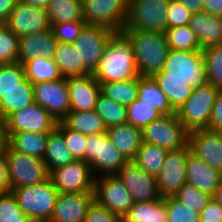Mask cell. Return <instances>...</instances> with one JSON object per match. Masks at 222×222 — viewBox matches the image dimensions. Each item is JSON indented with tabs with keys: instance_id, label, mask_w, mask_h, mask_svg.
<instances>
[{
	"instance_id": "obj_30",
	"label": "cell",
	"mask_w": 222,
	"mask_h": 222,
	"mask_svg": "<svg viewBox=\"0 0 222 222\" xmlns=\"http://www.w3.org/2000/svg\"><path fill=\"white\" fill-rule=\"evenodd\" d=\"M52 59L64 78L91 73L85 66H79V56L73 43H58Z\"/></svg>"
},
{
	"instance_id": "obj_12",
	"label": "cell",
	"mask_w": 222,
	"mask_h": 222,
	"mask_svg": "<svg viewBox=\"0 0 222 222\" xmlns=\"http://www.w3.org/2000/svg\"><path fill=\"white\" fill-rule=\"evenodd\" d=\"M115 32L104 26L86 24L73 43L79 56V66L95 71L106 45Z\"/></svg>"
},
{
	"instance_id": "obj_16",
	"label": "cell",
	"mask_w": 222,
	"mask_h": 222,
	"mask_svg": "<svg viewBox=\"0 0 222 222\" xmlns=\"http://www.w3.org/2000/svg\"><path fill=\"white\" fill-rule=\"evenodd\" d=\"M117 176L132 195L134 203L149 202L162 198L158 190L156 177L146 173L133 160L127 161L118 171Z\"/></svg>"
},
{
	"instance_id": "obj_26",
	"label": "cell",
	"mask_w": 222,
	"mask_h": 222,
	"mask_svg": "<svg viewBox=\"0 0 222 222\" xmlns=\"http://www.w3.org/2000/svg\"><path fill=\"white\" fill-rule=\"evenodd\" d=\"M34 103L33 84L24 78L20 86L6 92L0 99V116L6 119L15 111L21 110Z\"/></svg>"
},
{
	"instance_id": "obj_44",
	"label": "cell",
	"mask_w": 222,
	"mask_h": 222,
	"mask_svg": "<svg viewBox=\"0 0 222 222\" xmlns=\"http://www.w3.org/2000/svg\"><path fill=\"white\" fill-rule=\"evenodd\" d=\"M168 213V222H200V214L175 196L164 198Z\"/></svg>"
},
{
	"instance_id": "obj_52",
	"label": "cell",
	"mask_w": 222,
	"mask_h": 222,
	"mask_svg": "<svg viewBox=\"0 0 222 222\" xmlns=\"http://www.w3.org/2000/svg\"><path fill=\"white\" fill-rule=\"evenodd\" d=\"M200 222H222V207L213 199L200 213Z\"/></svg>"
},
{
	"instance_id": "obj_50",
	"label": "cell",
	"mask_w": 222,
	"mask_h": 222,
	"mask_svg": "<svg viewBox=\"0 0 222 222\" xmlns=\"http://www.w3.org/2000/svg\"><path fill=\"white\" fill-rule=\"evenodd\" d=\"M85 222H124V217L112 213L94 200L88 207Z\"/></svg>"
},
{
	"instance_id": "obj_32",
	"label": "cell",
	"mask_w": 222,
	"mask_h": 222,
	"mask_svg": "<svg viewBox=\"0 0 222 222\" xmlns=\"http://www.w3.org/2000/svg\"><path fill=\"white\" fill-rule=\"evenodd\" d=\"M137 99L153 106L163 115L176 113L153 77L139 76Z\"/></svg>"
},
{
	"instance_id": "obj_55",
	"label": "cell",
	"mask_w": 222,
	"mask_h": 222,
	"mask_svg": "<svg viewBox=\"0 0 222 222\" xmlns=\"http://www.w3.org/2000/svg\"><path fill=\"white\" fill-rule=\"evenodd\" d=\"M16 2L17 0H0V22L2 24L7 21Z\"/></svg>"
},
{
	"instance_id": "obj_47",
	"label": "cell",
	"mask_w": 222,
	"mask_h": 222,
	"mask_svg": "<svg viewBox=\"0 0 222 222\" xmlns=\"http://www.w3.org/2000/svg\"><path fill=\"white\" fill-rule=\"evenodd\" d=\"M0 222H32L20 209L12 192L0 194Z\"/></svg>"
},
{
	"instance_id": "obj_7",
	"label": "cell",
	"mask_w": 222,
	"mask_h": 222,
	"mask_svg": "<svg viewBox=\"0 0 222 222\" xmlns=\"http://www.w3.org/2000/svg\"><path fill=\"white\" fill-rule=\"evenodd\" d=\"M86 161L95 177L117 174L127 162L107 132L87 136Z\"/></svg>"
},
{
	"instance_id": "obj_29",
	"label": "cell",
	"mask_w": 222,
	"mask_h": 222,
	"mask_svg": "<svg viewBox=\"0 0 222 222\" xmlns=\"http://www.w3.org/2000/svg\"><path fill=\"white\" fill-rule=\"evenodd\" d=\"M124 222H168L164 198L134 203L124 216Z\"/></svg>"
},
{
	"instance_id": "obj_6",
	"label": "cell",
	"mask_w": 222,
	"mask_h": 222,
	"mask_svg": "<svg viewBox=\"0 0 222 222\" xmlns=\"http://www.w3.org/2000/svg\"><path fill=\"white\" fill-rule=\"evenodd\" d=\"M218 91L210 83L195 88L176 112L178 119L188 132L208 128Z\"/></svg>"
},
{
	"instance_id": "obj_39",
	"label": "cell",
	"mask_w": 222,
	"mask_h": 222,
	"mask_svg": "<svg viewBox=\"0 0 222 222\" xmlns=\"http://www.w3.org/2000/svg\"><path fill=\"white\" fill-rule=\"evenodd\" d=\"M164 34L170 50L202 51L200 43L189 25L169 28Z\"/></svg>"
},
{
	"instance_id": "obj_1",
	"label": "cell",
	"mask_w": 222,
	"mask_h": 222,
	"mask_svg": "<svg viewBox=\"0 0 222 222\" xmlns=\"http://www.w3.org/2000/svg\"><path fill=\"white\" fill-rule=\"evenodd\" d=\"M92 76L99 83L129 80L139 76L132 45L122 32L112 35Z\"/></svg>"
},
{
	"instance_id": "obj_10",
	"label": "cell",
	"mask_w": 222,
	"mask_h": 222,
	"mask_svg": "<svg viewBox=\"0 0 222 222\" xmlns=\"http://www.w3.org/2000/svg\"><path fill=\"white\" fill-rule=\"evenodd\" d=\"M59 193L94 192L95 176L90 164L85 160H74L49 173Z\"/></svg>"
},
{
	"instance_id": "obj_38",
	"label": "cell",
	"mask_w": 222,
	"mask_h": 222,
	"mask_svg": "<svg viewBox=\"0 0 222 222\" xmlns=\"http://www.w3.org/2000/svg\"><path fill=\"white\" fill-rule=\"evenodd\" d=\"M94 110L102 118L106 128L121 125L127 122L126 106L120 105L118 102L112 101L102 92L98 96Z\"/></svg>"
},
{
	"instance_id": "obj_48",
	"label": "cell",
	"mask_w": 222,
	"mask_h": 222,
	"mask_svg": "<svg viewBox=\"0 0 222 222\" xmlns=\"http://www.w3.org/2000/svg\"><path fill=\"white\" fill-rule=\"evenodd\" d=\"M86 24L85 21H72L53 24L50 28L58 43H74Z\"/></svg>"
},
{
	"instance_id": "obj_54",
	"label": "cell",
	"mask_w": 222,
	"mask_h": 222,
	"mask_svg": "<svg viewBox=\"0 0 222 222\" xmlns=\"http://www.w3.org/2000/svg\"><path fill=\"white\" fill-rule=\"evenodd\" d=\"M204 12L222 17V0H203Z\"/></svg>"
},
{
	"instance_id": "obj_34",
	"label": "cell",
	"mask_w": 222,
	"mask_h": 222,
	"mask_svg": "<svg viewBox=\"0 0 222 222\" xmlns=\"http://www.w3.org/2000/svg\"><path fill=\"white\" fill-rule=\"evenodd\" d=\"M25 78L32 84L60 80L63 75L53 59L36 57L23 63Z\"/></svg>"
},
{
	"instance_id": "obj_33",
	"label": "cell",
	"mask_w": 222,
	"mask_h": 222,
	"mask_svg": "<svg viewBox=\"0 0 222 222\" xmlns=\"http://www.w3.org/2000/svg\"><path fill=\"white\" fill-rule=\"evenodd\" d=\"M47 14L50 27L58 23L84 21L81 0H50Z\"/></svg>"
},
{
	"instance_id": "obj_23",
	"label": "cell",
	"mask_w": 222,
	"mask_h": 222,
	"mask_svg": "<svg viewBox=\"0 0 222 222\" xmlns=\"http://www.w3.org/2000/svg\"><path fill=\"white\" fill-rule=\"evenodd\" d=\"M58 41L54 37L52 29L28 34L19 37L18 62H24L36 58H53Z\"/></svg>"
},
{
	"instance_id": "obj_14",
	"label": "cell",
	"mask_w": 222,
	"mask_h": 222,
	"mask_svg": "<svg viewBox=\"0 0 222 222\" xmlns=\"http://www.w3.org/2000/svg\"><path fill=\"white\" fill-rule=\"evenodd\" d=\"M34 102L46 109L57 121L70 112L69 87L66 78L33 84Z\"/></svg>"
},
{
	"instance_id": "obj_35",
	"label": "cell",
	"mask_w": 222,
	"mask_h": 222,
	"mask_svg": "<svg viewBox=\"0 0 222 222\" xmlns=\"http://www.w3.org/2000/svg\"><path fill=\"white\" fill-rule=\"evenodd\" d=\"M154 80L168 98V101L175 112L181 108L194 90L186 79L154 78Z\"/></svg>"
},
{
	"instance_id": "obj_9",
	"label": "cell",
	"mask_w": 222,
	"mask_h": 222,
	"mask_svg": "<svg viewBox=\"0 0 222 222\" xmlns=\"http://www.w3.org/2000/svg\"><path fill=\"white\" fill-rule=\"evenodd\" d=\"M6 156L11 191L24 186L39 185L49 179L43 159L14 150L9 144L6 147Z\"/></svg>"
},
{
	"instance_id": "obj_28",
	"label": "cell",
	"mask_w": 222,
	"mask_h": 222,
	"mask_svg": "<svg viewBox=\"0 0 222 222\" xmlns=\"http://www.w3.org/2000/svg\"><path fill=\"white\" fill-rule=\"evenodd\" d=\"M74 160V157L65 146L63 134L55 128L48 134L47 147L43 158L48 173Z\"/></svg>"
},
{
	"instance_id": "obj_46",
	"label": "cell",
	"mask_w": 222,
	"mask_h": 222,
	"mask_svg": "<svg viewBox=\"0 0 222 222\" xmlns=\"http://www.w3.org/2000/svg\"><path fill=\"white\" fill-rule=\"evenodd\" d=\"M175 197L199 214L207 207L212 199L211 195L201 192L188 183H185L180 188Z\"/></svg>"
},
{
	"instance_id": "obj_4",
	"label": "cell",
	"mask_w": 222,
	"mask_h": 222,
	"mask_svg": "<svg viewBox=\"0 0 222 222\" xmlns=\"http://www.w3.org/2000/svg\"><path fill=\"white\" fill-rule=\"evenodd\" d=\"M153 78L186 79L193 89L206 84L202 51L170 50L163 69Z\"/></svg>"
},
{
	"instance_id": "obj_36",
	"label": "cell",
	"mask_w": 222,
	"mask_h": 222,
	"mask_svg": "<svg viewBox=\"0 0 222 222\" xmlns=\"http://www.w3.org/2000/svg\"><path fill=\"white\" fill-rule=\"evenodd\" d=\"M100 85L101 92L105 96L127 107L137 99L139 76L129 80L100 83Z\"/></svg>"
},
{
	"instance_id": "obj_53",
	"label": "cell",
	"mask_w": 222,
	"mask_h": 222,
	"mask_svg": "<svg viewBox=\"0 0 222 222\" xmlns=\"http://www.w3.org/2000/svg\"><path fill=\"white\" fill-rule=\"evenodd\" d=\"M11 192V181L7 168L6 149L0 151V194Z\"/></svg>"
},
{
	"instance_id": "obj_13",
	"label": "cell",
	"mask_w": 222,
	"mask_h": 222,
	"mask_svg": "<svg viewBox=\"0 0 222 222\" xmlns=\"http://www.w3.org/2000/svg\"><path fill=\"white\" fill-rule=\"evenodd\" d=\"M94 200L121 217L134 205L132 195L117 174L95 177Z\"/></svg>"
},
{
	"instance_id": "obj_15",
	"label": "cell",
	"mask_w": 222,
	"mask_h": 222,
	"mask_svg": "<svg viewBox=\"0 0 222 222\" xmlns=\"http://www.w3.org/2000/svg\"><path fill=\"white\" fill-rule=\"evenodd\" d=\"M189 144L181 149L169 151L164 164L156 176L158 190L162 198L175 196L186 183V163Z\"/></svg>"
},
{
	"instance_id": "obj_57",
	"label": "cell",
	"mask_w": 222,
	"mask_h": 222,
	"mask_svg": "<svg viewBox=\"0 0 222 222\" xmlns=\"http://www.w3.org/2000/svg\"><path fill=\"white\" fill-rule=\"evenodd\" d=\"M8 145V136L6 133V121L0 116V151L6 149Z\"/></svg>"
},
{
	"instance_id": "obj_22",
	"label": "cell",
	"mask_w": 222,
	"mask_h": 222,
	"mask_svg": "<svg viewBox=\"0 0 222 222\" xmlns=\"http://www.w3.org/2000/svg\"><path fill=\"white\" fill-rule=\"evenodd\" d=\"M222 180V173L208 166L202 159L188 152L186 163V183L193 185L201 192L214 195Z\"/></svg>"
},
{
	"instance_id": "obj_31",
	"label": "cell",
	"mask_w": 222,
	"mask_h": 222,
	"mask_svg": "<svg viewBox=\"0 0 222 222\" xmlns=\"http://www.w3.org/2000/svg\"><path fill=\"white\" fill-rule=\"evenodd\" d=\"M62 122L71 130L86 136L97 133H105L107 128L95 110L70 111Z\"/></svg>"
},
{
	"instance_id": "obj_51",
	"label": "cell",
	"mask_w": 222,
	"mask_h": 222,
	"mask_svg": "<svg viewBox=\"0 0 222 222\" xmlns=\"http://www.w3.org/2000/svg\"><path fill=\"white\" fill-rule=\"evenodd\" d=\"M208 129L222 132V90L218 91L215 104L212 108Z\"/></svg>"
},
{
	"instance_id": "obj_43",
	"label": "cell",
	"mask_w": 222,
	"mask_h": 222,
	"mask_svg": "<svg viewBox=\"0 0 222 222\" xmlns=\"http://www.w3.org/2000/svg\"><path fill=\"white\" fill-rule=\"evenodd\" d=\"M24 78L23 64L19 62L0 64V99L6 92L20 86Z\"/></svg>"
},
{
	"instance_id": "obj_24",
	"label": "cell",
	"mask_w": 222,
	"mask_h": 222,
	"mask_svg": "<svg viewBox=\"0 0 222 222\" xmlns=\"http://www.w3.org/2000/svg\"><path fill=\"white\" fill-rule=\"evenodd\" d=\"M189 26L195 33L202 49L222 44V17L207 12L194 13Z\"/></svg>"
},
{
	"instance_id": "obj_40",
	"label": "cell",
	"mask_w": 222,
	"mask_h": 222,
	"mask_svg": "<svg viewBox=\"0 0 222 222\" xmlns=\"http://www.w3.org/2000/svg\"><path fill=\"white\" fill-rule=\"evenodd\" d=\"M207 83L222 90V44L202 49Z\"/></svg>"
},
{
	"instance_id": "obj_49",
	"label": "cell",
	"mask_w": 222,
	"mask_h": 222,
	"mask_svg": "<svg viewBox=\"0 0 222 222\" xmlns=\"http://www.w3.org/2000/svg\"><path fill=\"white\" fill-rule=\"evenodd\" d=\"M192 14L193 13L183 6L179 1L169 0L168 29L189 25Z\"/></svg>"
},
{
	"instance_id": "obj_11",
	"label": "cell",
	"mask_w": 222,
	"mask_h": 222,
	"mask_svg": "<svg viewBox=\"0 0 222 222\" xmlns=\"http://www.w3.org/2000/svg\"><path fill=\"white\" fill-rule=\"evenodd\" d=\"M84 21L121 32L127 16V0H81Z\"/></svg>"
},
{
	"instance_id": "obj_18",
	"label": "cell",
	"mask_w": 222,
	"mask_h": 222,
	"mask_svg": "<svg viewBox=\"0 0 222 222\" xmlns=\"http://www.w3.org/2000/svg\"><path fill=\"white\" fill-rule=\"evenodd\" d=\"M18 38L50 29L47 9L33 7L20 0L4 23Z\"/></svg>"
},
{
	"instance_id": "obj_2",
	"label": "cell",
	"mask_w": 222,
	"mask_h": 222,
	"mask_svg": "<svg viewBox=\"0 0 222 222\" xmlns=\"http://www.w3.org/2000/svg\"><path fill=\"white\" fill-rule=\"evenodd\" d=\"M130 41L138 75L153 77L160 72L169 54L165 34L157 31L122 30Z\"/></svg>"
},
{
	"instance_id": "obj_42",
	"label": "cell",
	"mask_w": 222,
	"mask_h": 222,
	"mask_svg": "<svg viewBox=\"0 0 222 222\" xmlns=\"http://www.w3.org/2000/svg\"><path fill=\"white\" fill-rule=\"evenodd\" d=\"M56 128L63 134L65 146L74 159L86 161L87 136L69 129L62 121L57 123Z\"/></svg>"
},
{
	"instance_id": "obj_56",
	"label": "cell",
	"mask_w": 222,
	"mask_h": 222,
	"mask_svg": "<svg viewBox=\"0 0 222 222\" xmlns=\"http://www.w3.org/2000/svg\"><path fill=\"white\" fill-rule=\"evenodd\" d=\"M189 11L194 13L204 12L203 0H177Z\"/></svg>"
},
{
	"instance_id": "obj_58",
	"label": "cell",
	"mask_w": 222,
	"mask_h": 222,
	"mask_svg": "<svg viewBox=\"0 0 222 222\" xmlns=\"http://www.w3.org/2000/svg\"><path fill=\"white\" fill-rule=\"evenodd\" d=\"M21 2L31 5L33 7H38L42 9H47L50 3V0H20Z\"/></svg>"
},
{
	"instance_id": "obj_25",
	"label": "cell",
	"mask_w": 222,
	"mask_h": 222,
	"mask_svg": "<svg viewBox=\"0 0 222 222\" xmlns=\"http://www.w3.org/2000/svg\"><path fill=\"white\" fill-rule=\"evenodd\" d=\"M107 134L113 145L127 161L134 160L142 144V130L126 122L107 128Z\"/></svg>"
},
{
	"instance_id": "obj_17",
	"label": "cell",
	"mask_w": 222,
	"mask_h": 222,
	"mask_svg": "<svg viewBox=\"0 0 222 222\" xmlns=\"http://www.w3.org/2000/svg\"><path fill=\"white\" fill-rule=\"evenodd\" d=\"M5 121L6 133H50L56 128L58 123L46 109L35 102L21 110L15 111Z\"/></svg>"
},
{
	"instance_id": "obj_21",
	"label": "cell",
	"mask_w": 222,
	"mask_h": 222,
	"mask_svg": "<svg viewBox=\"0 0 222 222\" xmlns=\"http://www.w3.org/2000/svg\"><path fill=\"white\" fill-rule=\"evenodd\" d=\"M69 87L70 111H91L95 109L98 96L101 93L100 83L92 76L66 78Z\"/></svg>"
},
{
	"instance_id": "obj_8",
	"label": "cell",
	"mask_w": 222,
	"mask_h": 222,
	"mask_svg": "<svg viewBox=\"0 0 222 222\" xmlns=\"http://www.w3.org/2000/svg\"><path fill=\"white\" fill-rule=\"evenodd\" d=\"M142 142L155 144L169 151L184 148L189 143V132L176 113L162 115L142 129Z\"/></svg>"
},
{
	"instance_id": "obj_41",
	"label": "cell",
	"mask_w": 222,
	"mask_h": 222,
	"mask_svg": "<svg viewBox=\"0 0 222 222\" xmlns=\"http://www.w3.org/2000/svg\"><path fill=\"white\" fill-rule=\"evenodd\" d=\"M126 109L127 122L132 124L134 127L140 128L141 130L152 121L163 115L153 106L149 105L148 103H143L138 99L127 106Z\"/></svg>"
},
{
	"instance_id": "obj_27",
	"label": "cell",
	"mask_w": 222,
	"mask_h": 222,
	"mask_svg": "<svg viewBox=\"0 0 222 222\" xmlns=\"http://www.w3.org/2000/svg\"><path fill=\"white\" fill-rule=\"evenodd\" d=\"M49 133L16 132L7 133L8 144L26 155L44 158Z\"/></svg>"
},
{
	"instance_id": "obj_59",
	"label": "cell",
	"mask_w": 222,
	"mask_h": 222,
	"mask_svg": "<svg viewBox=\"0 0 222 222\" xmlns=\"http://www.w3.org/2000/svg\"><path fill=\"white\" fill-rule=\"evenodd\" d=\"M212 199L215 200L222 207V180L217 189L215 190Z\"/></svg>"
},
{
	"instance_id": "obj_3",
	"label": "cell",
	"mask_w": 222,
	"mask_h": 222,
	"mask_svg": "<svg viewBox=\"0 0 222 222\" xmlns=\"http://www.w3.org/2000/svg\"><path fill=\"white\" fill-rule=\"evenodd\" d=\"M11 192L20 209L32 222H49L59 195L50 179L42 184L16 188Z\"/></svg>"
},
{
	"instance_id": "obj_19",
	"label": "cell",
	"mask_w": 222,
	"mask_h": 222,
	"mask_svg": "<svg viewBox=\"0 0 222 222\" xmlns=\"http://www.w3.org/2000/svg\"><path fill=\"white\" fill-rule=\"evenodd\" d=\"M191 152L222 173V132L208 128L189 132Z\"/></svg>"
},
{
	"instance_id": "obj_20",
	"label": "cell",
	"mask_w": 222,
	"mask_h": 222,
	"mask_svg": "<svg viewBox=\"0 0 222 222\" xmlns=\"http://www.w3.org/2000/svg\"><path fill=\"white\" fill-rule=\"evenodd\" d=\"M94 192L59 193L49 222H85Z\"/></svg>"
},
{
	"instance_id": "obj_45",
	"label": "cell",
	"mask_w": 222,
	"mask_h": 222,
	"mask_svg": "<svg viewBox=\"0 0 222 222\" xmlns=\"http://www.w3.org/2000/svg\"><path fill=\"white\" fill-rule=\"evenodd\" d=\"M19 38L5 25L0 26V64L18 62Z\"/></svg>"
},
{
	"instance_id": "obj_37",
	"label": "cell",
	"mask_w": 222,
	"mask_h": 222,
	"mask_svg": "<svg viewBox=\"0 0 222 222\" xmlns=\"http://www.w3.org/2000/svg\"><path fill=\"white\" fill-rule=\"evenodd\" d=\"M168 151L155 144L142 142L135 161L146 173L157 176L161 170Z\"/></svg>"
},
{
	"instance_id": "obj_5",
	"label": "cell",
	"mask_w": 222,
	"mask_h": 222,
	"mask_svg": "<svg viewBox=\"0 0 222 222\" xmlns=\"http://www.w3.org/2000/svg\"><path fill=\"white\" fill-rule=\"evenodd\" d=\"M169 0H127L123 30L165 32L168 29Z\"/></svg>"
}]
</instances>
